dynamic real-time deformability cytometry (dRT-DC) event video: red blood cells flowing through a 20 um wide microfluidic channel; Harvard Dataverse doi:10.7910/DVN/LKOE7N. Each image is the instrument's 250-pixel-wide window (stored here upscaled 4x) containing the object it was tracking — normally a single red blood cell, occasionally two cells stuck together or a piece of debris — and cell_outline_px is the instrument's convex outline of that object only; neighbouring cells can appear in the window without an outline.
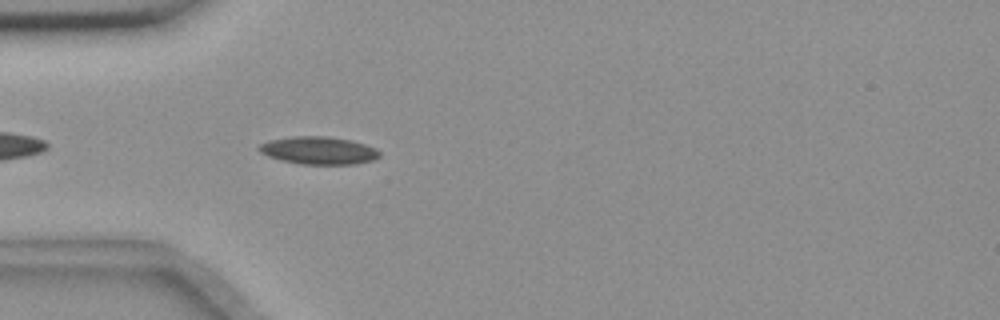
{"species": "common noctule bat (a hibernating species)", "species_latin": "Nyctalus noctula", "temperature_condition": "room temperature", "stored_images_in_passage": 5, "camera_frame_rate_fps": 3000, "um_per_image_px": 0.085, "animal": {"sex": "female", "body_mass_g": 18.4}, "frame": {"image": 1, "passage_image": 5, "time_ms": 4.667, "image_size_px": [1000, 320], "cell_outline_px": [[380, 156], [372, 160], [356, 164], [300, 164], [280, 160], [268, 156], [260, 152], [256, 148], [260, 144], [268, 140], [292, 136], [324, 136], [352, 140], [376, 148], [380, 152]], "centroid_in_image_um": [27.06, 12.79], "position_along_channel_um": 57.9, "area_um2": 19.54}}